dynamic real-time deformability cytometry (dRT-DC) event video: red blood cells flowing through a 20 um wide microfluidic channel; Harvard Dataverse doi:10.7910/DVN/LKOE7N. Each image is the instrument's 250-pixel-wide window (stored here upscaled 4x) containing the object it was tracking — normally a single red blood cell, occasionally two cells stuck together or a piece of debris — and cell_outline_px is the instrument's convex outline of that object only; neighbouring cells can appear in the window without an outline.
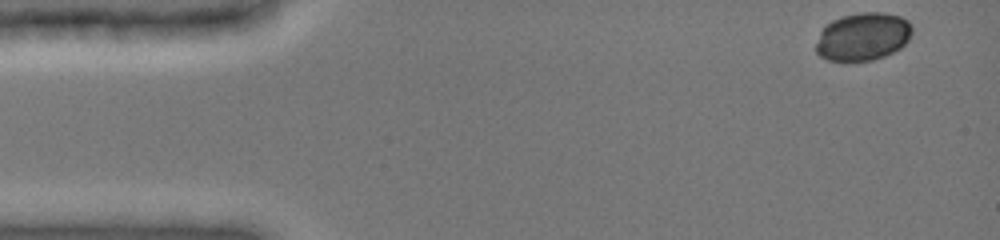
{"species": "common noctule bat (a hibernating species)", "species_latin": "Nyctalus noctula", "temperature_condition": "cold", "stored_images_in_passage": 43, "camera_frame_rate_fps": 3000, "um_per_image_px": 0.085, "animal": {"sex": "female", "body_mass_g": 19.0, "forearm_length_mm": 51.5}, "frame": {"image": 1, "passage_image": 1, "time_ms": 0.0, "image_size_px": [1000, 240], "cell_outline_px": [[912, 32], [908, 40], [900, 48], [884, 56], [872, 60], [828, 60], [820, 56], [816, 52], [816, 44], [820, 32], [832, 20], [844, 16], [860, 12], [884, 12], [900, 16], [908, 20], [912, 24]], "centroid_in_image_um": [73.37, 3.1], "position_along_channel_um": 11.6, "area_um2": 26.7}}
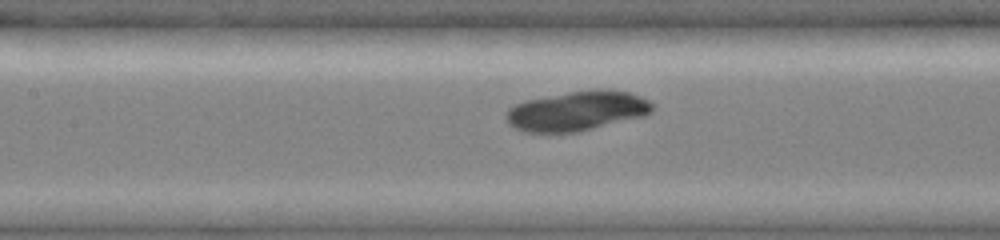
{"frame": {"image": 2, "passage_image": 20, "time_ms": 6.333, "image_size_px": [1000, 240], "cell_outline_px": [[652, 112], [644, 116], [576, 132], [524, 132], [508, 124], [504, 116], [504, 112], [508, 108], [524, 100], [568, 92], [596, 88], [608, 88], [628, 92], [640, 96], [648, 100], [652, 104]], "centroid_in_image_um": [49.02, 9.41], "position_along_channel_um": 158.4, "area_um2": 34.04}}
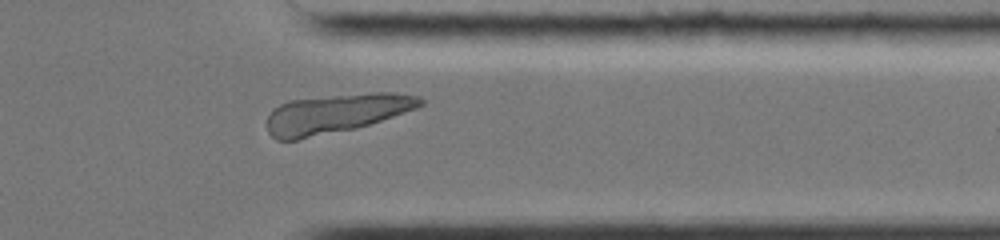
{"frame": {"image": 3, "passage_image": 37, "time_ms": 12.0, "image_size_px": [1000, 240], "cell_outline_px": [[424, 104], [416, 108], [356, 128], [296, 140], [276, 140], [268, 132], [268, 116], [272, 108], [280, 104], [292, 100], [376, 92], [388, 92], [420, 96], [424, 100]], "centroid_in_image_um": [28.54, 9.65], "position_along_channel_um": 382.9, "area_um2": 34.45}}